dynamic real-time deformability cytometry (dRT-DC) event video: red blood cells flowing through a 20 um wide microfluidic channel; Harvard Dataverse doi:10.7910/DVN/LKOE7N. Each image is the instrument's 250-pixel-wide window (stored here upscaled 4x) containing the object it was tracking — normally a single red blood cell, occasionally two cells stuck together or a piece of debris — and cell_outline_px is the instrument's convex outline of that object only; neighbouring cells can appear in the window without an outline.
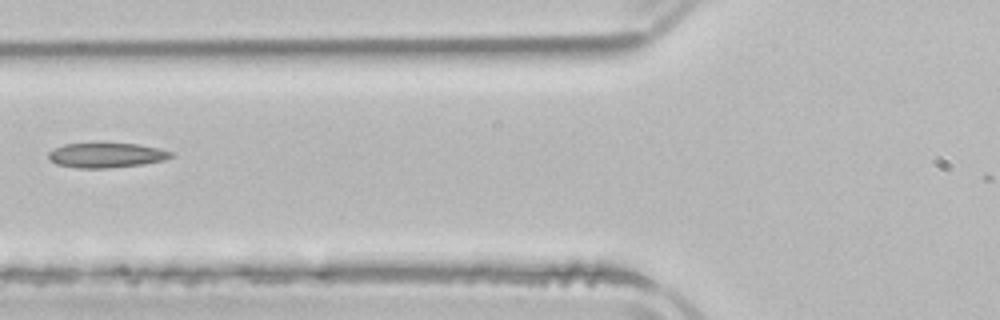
{"species": "common noctule bat (a hibernating species)", "species_latin": "Nyctalus noctula", "temperature_condition": "room temperature", "stored_images_in_passage": 2, "camera_frame_rate_fps": 3000, "um_per_image_px": 0.085, "animal": {"sex": "male", "body_mass_g": 21.5, "forearm_length_mm": 52.0}, "frame": {"image": 1, "passage_image": 2, "time_ms": 1.333, "image_size_px": [1000, 320], "cell_outline_px": [[172, 156], [164, 160], [144, 164], [108, 168], [76, 168], [56, 164], [48, 160], [48, 152], [64, 144], [96, 140], [136, 144], [156, 148], [172, 152]], "centroid_in_image_um": [8.96, 13.15], "position_along_channel_um": 116.8, "area_um2": 18.5}}